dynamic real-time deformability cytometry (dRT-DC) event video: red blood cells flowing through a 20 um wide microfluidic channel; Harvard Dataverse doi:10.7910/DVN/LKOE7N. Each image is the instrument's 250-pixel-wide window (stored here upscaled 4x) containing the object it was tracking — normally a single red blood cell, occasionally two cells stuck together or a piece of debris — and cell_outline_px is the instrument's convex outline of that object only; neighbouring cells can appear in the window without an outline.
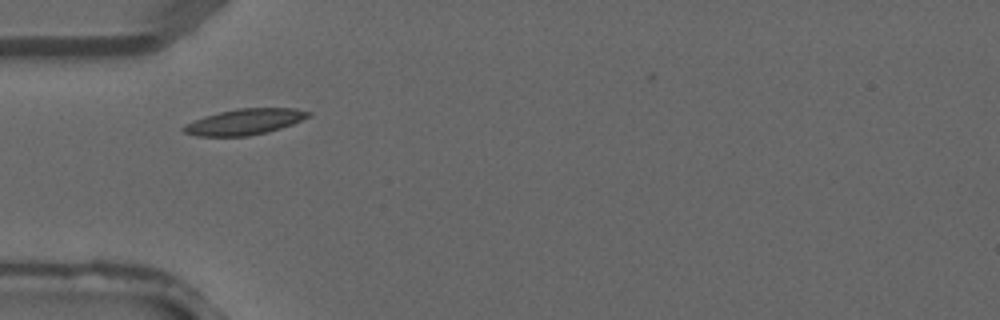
{"species": "common noctule bat (a hibernating species)", "species_latin": "Nyctalus noctula", "temperature_condition": "warm", "stored_images_in_passage": 2, "camera_frame_rate_fps": 3000, "um_per_image_px": 0.085, "animal": {"sex": "male", "forearm_length_mm": 52.5}, "frame": {"image": 1, "passage_image": 1, "time_ms": 0.0, "image_size_px": [1000, 320], "cell_outline_px": [[312, 116], [292, 124], [268, 132], [248, 136], [196, 136], [184, 132], [180, 128], [184, 124], [204, 116], [220, 112], [240, 108], [296, 108], [312, 112]], "centroid_in_image_um": [20.8, 10.35], "position_along_channel_um": 64.2, "area_um2": 18.9}}